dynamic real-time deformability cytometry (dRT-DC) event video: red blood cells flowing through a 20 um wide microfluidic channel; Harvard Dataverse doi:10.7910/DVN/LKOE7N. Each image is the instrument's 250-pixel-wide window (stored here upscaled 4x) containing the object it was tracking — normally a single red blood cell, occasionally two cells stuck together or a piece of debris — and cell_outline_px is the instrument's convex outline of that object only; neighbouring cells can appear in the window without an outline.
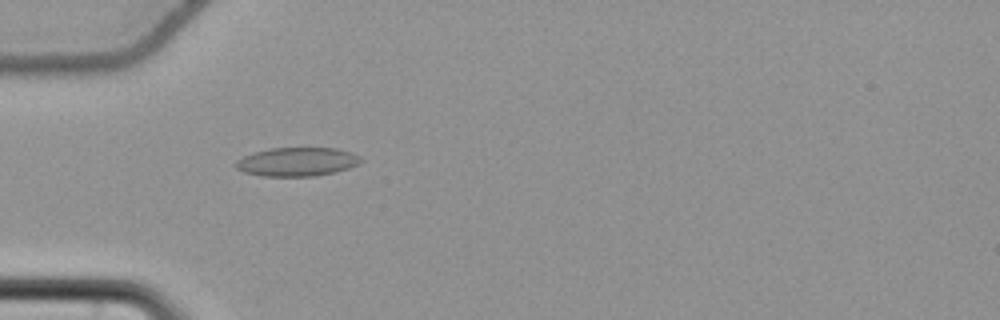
{"species": "common noctule bat (a hibernating species)", "species_latin": "Nyctalus noctula", "temperature_condition": "cold", "stored_images_in_passage": 44, "camera_frame_rate_fps": 3000, "um_per_image_px": 0.085, "animal": {"sex": "female", "body_mass_g": 22.7, "forearm_length_mm": 54.2}, "frame": {"image": 1, "passage_image": 6, "time_ms": 1.667, "image_size_px": [1000, 320], "cell_outline_px": [[364, 160], [360, 164], [336, 172], [316, 176], [260, 176], [244, 172], [236, 168], [236, 160], [252, 152], [272, 148], [336, 148], [352, 152], [360, 156]], "centroid_in_image_um": [25.28, 13.75], "position_along_channel_um": 59.7, "area_um2": 21.15}}
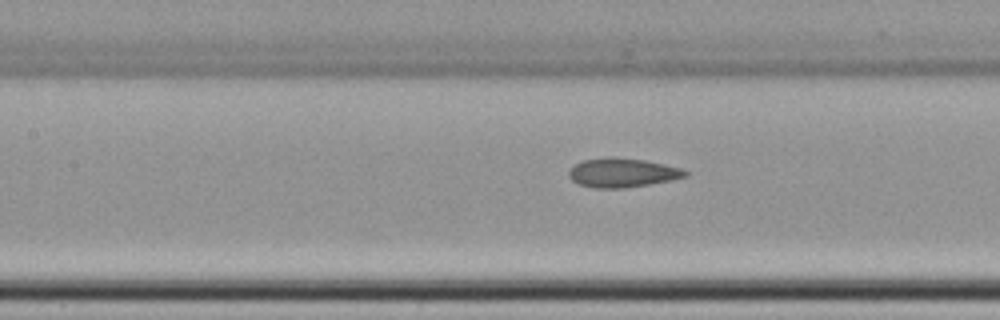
{"frame": {"image": 2, "passage_image": 14, "time_ms": 4.333, "image_size_px": [1000, 320], "cell_outline_px": [[688, 176], [672, 180], [624, 188], [592, 188], [580, 184], [572, 180], [568, 176], [568, 172], [576, 164], [584, 160], [608, 156], [612, 156], [644, 160], [664, 164], [680, 168], [688, 172]], "centroid_in_image_um": [52.9, 14.68], "position_along_channel_um": 154.5, "area_um2": 19.71}}
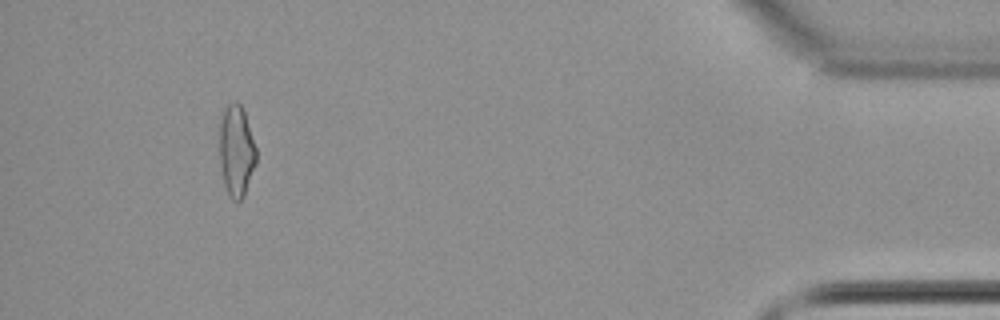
{"frame": {"image": 3, "passage_image": 40, "time_ms": 13.0, "image_size_px": [1000, 320], "cell_outline_px": [[256, 164], [244, 196], [240, 200], [232, 200], [228, 196], [224, 184], [220, 164], [220, 120], [224, 108], [232, 100], [236, 100], [240, 104], [244, 112], [256, 148]], "centroid_in_image_um": [20.08, 12.82], "position_along_channel_um": 415.1, "area_um2": 19.59}, "authors_computed_cell_mechanics": {"area_um2": 19.5075, "velocity_mm_per_s": 3.7532, "shape_relaxation_time_tau1_ms": null, "shape_relaxation_time_tau2_ms": 5.5267, "deformation_change_tau1": null, "deformation_change_tau2": 0.1193}}